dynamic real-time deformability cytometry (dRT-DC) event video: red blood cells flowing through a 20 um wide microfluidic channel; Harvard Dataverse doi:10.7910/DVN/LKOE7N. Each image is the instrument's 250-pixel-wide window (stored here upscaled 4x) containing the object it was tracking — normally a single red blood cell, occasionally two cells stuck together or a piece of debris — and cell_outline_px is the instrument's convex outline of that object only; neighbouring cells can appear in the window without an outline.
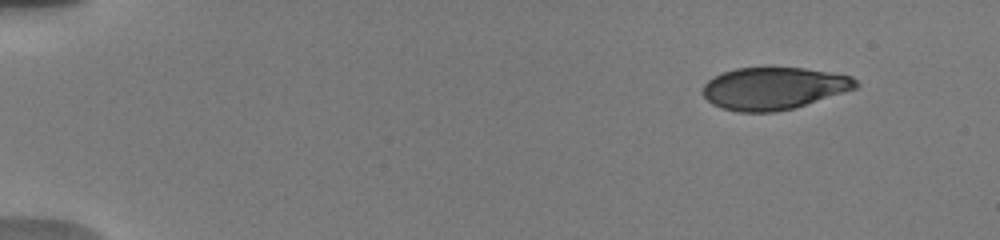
{"species": "human", "species_latin": "Homo sapiens", "temperature_condition": "warm", "stored_images_in_passage": 12, "camera_frame_rate_fps": 3000, "um_per_image_px": 0.085, "donor": {"sex": "male"}, "frame": {"image": 1, "passage_image": 1, "time_ms": 0.0, "image_size_px": [1000, 240], "cell_outline_px": [[860, 84], [856, 88], [792, 108], [772, 112], [736, 112], [712, 104], [700, 92], [704, 84], [712, 76], [736, 68], [768, 64], [804, 68], [852, 76]], "centroid_in_image_um": [65.71, 7.46], "position_along_channel_um": 19.3, "area_um2": 38.38}}
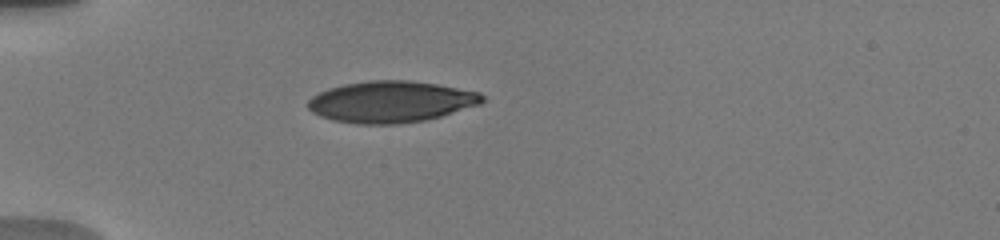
{"frame": {"image": 2, "passage_image": 10, "time_ms": 3.667, "image_size_px": [1000, 240], "cell_outline_px": [[484, 100], [480, 104], [440, 116], [424, 120], [396, 124], [356, 124], [332, 120], [320, 116], [312, 112], [308, 108], [308, 100], [312, 96], [328, 88], [344, 84], [368, 80], [408, 80], [436, 84], [480, 92], [484, 96]], "centroid_in_image_um": [33.2, 8.65], "position_along_channel_um": 51.8, "area_um2": 42.02}}
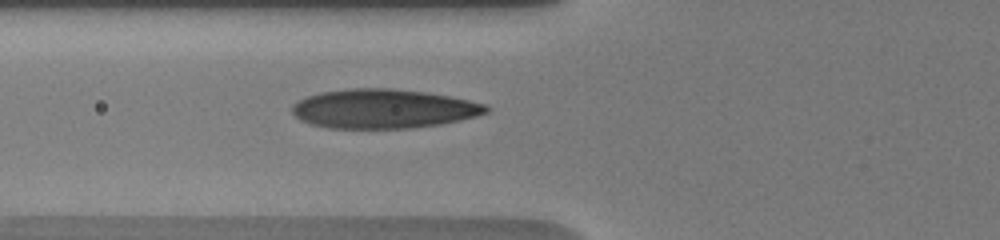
{"frame": {"image": 3, "passage_image": 12, "time_ms": 5.333, "image_size_px": [1000, 240], "cell_outline_px": [[492, 108], [488, 112], [476, 116], [460, 120], [440, 124], [412, 128], [328, 128], [312, 124], [300, 120], [292, 112], [292, 104], [308, 96], [320, 92], [352, 88], [392, 88], [428, 92], [468, 100], [484, 104]], "centroid_in_image_um": [32.6, 9.24], "position_along_channel_um": 93.2, "area_um2": 44.33}}